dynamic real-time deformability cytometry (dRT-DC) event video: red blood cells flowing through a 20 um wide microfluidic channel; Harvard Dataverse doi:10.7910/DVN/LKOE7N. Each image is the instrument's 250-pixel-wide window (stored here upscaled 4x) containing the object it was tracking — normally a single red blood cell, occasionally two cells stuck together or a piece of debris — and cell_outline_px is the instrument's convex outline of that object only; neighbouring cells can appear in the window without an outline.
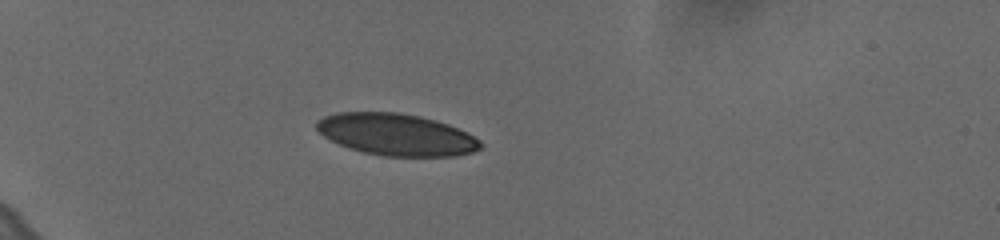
{"species": "human", "species_latin": "Homo sapiens", "temperature_condition": "cold", "stored_images_in_passage": 9, "camera_frame_rate_fps": 3000, "um_per_image_px": 0.085, "donor": {"sex": "female"}, "frame": {"image": 1, "passage_image": 6, "time_ms": 1.667, "image_size_px": [1000, 240], "cell_outline_px": [[484, 144], [480, 148], [472, 152], [456, 156], [384, 156], [364, 152], [348, 148], [324, 136], [316, 128], [316, 120], [324, 116], [336, 112], [400, 112], [420, 116], [436, 120], [448, 124], [480, 140]], "centroid_in_image_um": [33.68, 11.43], "position_along_channel_um": 51.3, "area_um2": 39.88}}
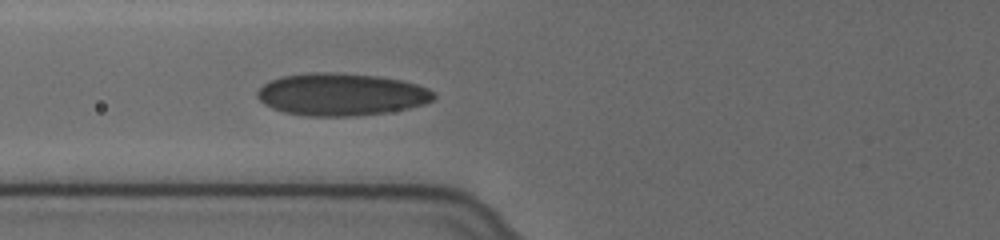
{"frame": {"image": 2, "passage_image": 9, "time_ms": 2.667, "image_size_px": [1000, 240], "cell_outline_px": [[436, 96], [432, 100], [424, 104], [408, 108], [388, 112], [352, 116], [308, 116], [284, 112], [272, 108], [264, 104], [256, 96], [256, 92], [264, 84], [272, 80], [284, 76], [320, 72], [324, 72], [376, 76], [400, 80], [416, 84], [428, 88]], "centroid_in_image_um": [29.0, 8.04], "position_along_channel_um": 96.8, "area_um2": 43.12}}